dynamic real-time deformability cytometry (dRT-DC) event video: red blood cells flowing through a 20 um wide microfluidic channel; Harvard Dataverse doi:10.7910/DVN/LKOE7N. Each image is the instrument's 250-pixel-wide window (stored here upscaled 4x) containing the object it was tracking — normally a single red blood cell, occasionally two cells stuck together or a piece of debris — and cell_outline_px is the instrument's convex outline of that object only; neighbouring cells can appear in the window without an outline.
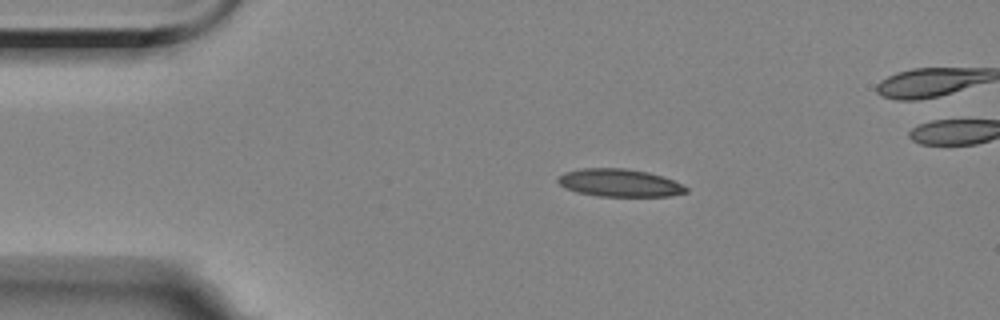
{"species": "Egyptian fruit bat (a non-hibernating species)", "species_latin": "Rousettus aegyptiacus", "temperature_condition": "room temperature", "stored_images_in_passage": 10, "camera_frame_rate_fps": 3000, "um_per_image_px": 0.085, "animal": {"sex": "female"}, "frame": {"image": 1, "passage_image": 4, "time_ms": 3.333, "image_size_px": [1000, 320], "cell_outline_px": [[688, 192], [668, 196], [596, 196], [576, 192], [564, 188], [556, 180], [556, 176], [564, 172], [584, 168], [624, 168], [648, 172], [664, 176], [688, 188]], "centroid_in_image_um": [52.61, 15.54], "position_along_channel_um": 32.4, "area_um2": 20.81}}
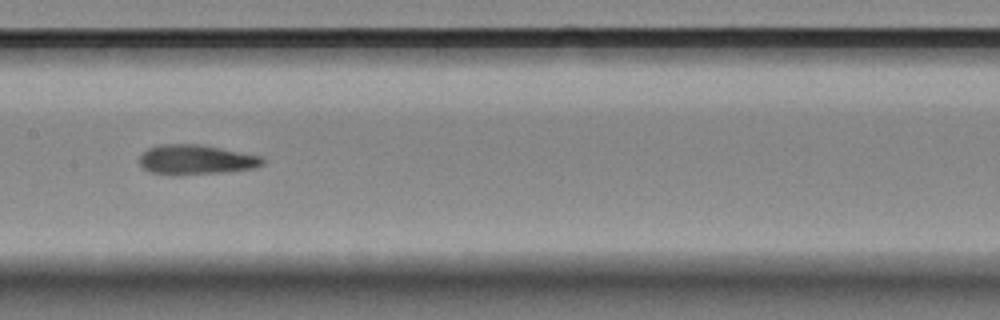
{"frame": {"image": 2, "passage_image": 9, "time_ms": 9.0, "image_size_px": [1000, 320], "cell_outline_px": [[264, 164], [252, 168], [224, 172], [176, 176], [152, 172], [144, 168], [140, 164], [140, 156], [148, 148], [160, 144], [196, 144], [260, 156], [264, 160]], "centroid_in_image_um": [16.61, 13.59], "position_along_channel_um": 190.8, "area_um2": 21.1}}
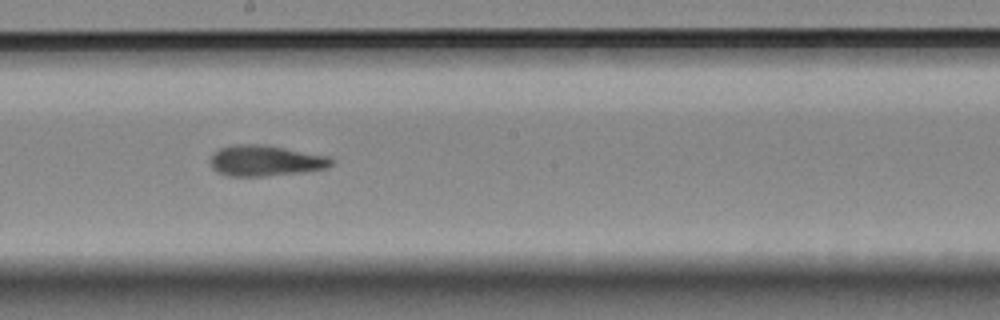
{"frame": {"image": 3, "passage_image": 10, "time_ms": 10.0, "image_size_px": [1000, 320], "cell_outline_px": [[332, 164], [328, 168], [300, 172], [264, 176], [228, 176], [216, 172], [212, 168], [212, 156], [220, 148], [232, 144], [260, 144], [328, 156], [332, 160]], "centroid_in_image_um": [22.54, 13.66], "position_along_channel_um": 225.7, "area_um2": 21.39}}